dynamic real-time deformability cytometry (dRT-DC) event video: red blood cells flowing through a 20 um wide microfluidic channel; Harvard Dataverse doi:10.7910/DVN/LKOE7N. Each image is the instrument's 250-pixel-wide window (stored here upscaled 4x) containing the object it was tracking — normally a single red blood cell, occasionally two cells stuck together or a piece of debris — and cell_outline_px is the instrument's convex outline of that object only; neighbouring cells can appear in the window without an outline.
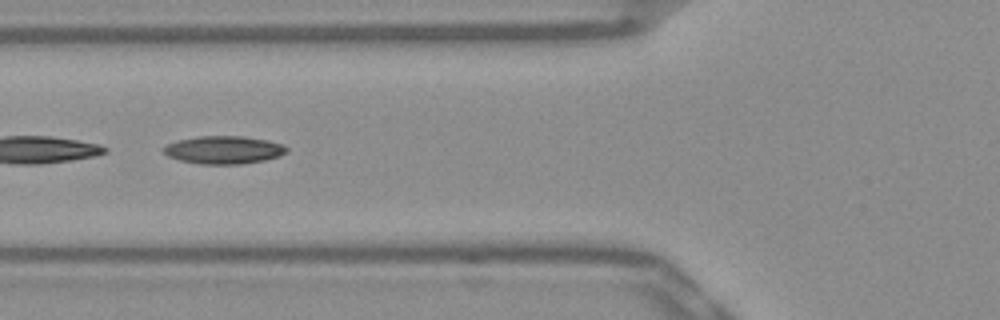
{"species": "Egyptian fruit bat (a non-hibernating species)", "species_latin": "Rousettus aegyptiacus", "temperature_condition": "warm", "stored_images_in_passage": 38, "camera_frame_rate_fps": 3000, "um_per_image_px": 0.085, "frame": {"image": 1, "passage_image": 7, "time_ms": 2.0, "image_size_px": [1000, 320], "cell_outline_px": [[288, 152], [280, 156], [264, 160], [240, 164], [200, 164], [180, 160], [168, 156], [164, 152], [164, 148], [168, 144], [176, 140], [200, 136], [244, 136], [268, 140], [284, 144], [288, 148]], "centroid_in_image_um": [19.07, 12.73], "position_along_channel_um": 106.7, "area_um2": 20.06}}
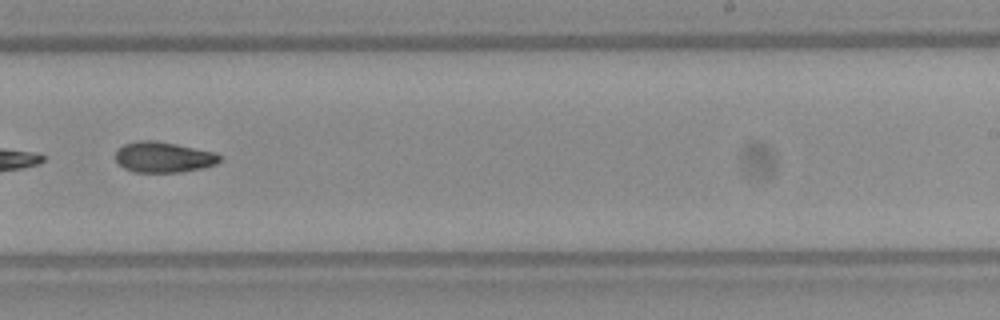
{"frame": {"image": 2, "passage_image": 20, "time_ms": 6.333, "image_size_px": [1000, 320], "cell_outline_px": [[224, 160], [216, 164], [204, 168], [180, 172], [136, 172], [124, 168], [116, 160], [116, 148], [124, 144], [136, 140], [156, 140], [216, 152]], "centroid_in_image_um": [13.92, 13.35], "position_along_channel_um": 275.1, "area_um2": 18.84}}
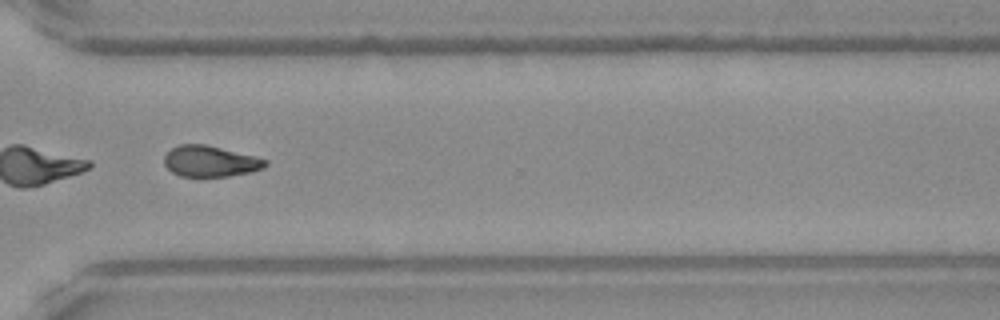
{"frame": {"image": 3, "passage_image": 26, "time_ms": 8.333, "image_size_px": [1000, 320], "cell_outline_px": [[268, 164], [264, 168], [252, 172], [228, 176], [180, 176], [172, 172], [164, 164], [164, 156], [172, 148], [180, 144], [204, 144], [256, 156], [268, 160]], "centroid_in_image_um": [17.9, 13.71], "position_along_channel_um": 352.7, "area_um2": 18.26}}